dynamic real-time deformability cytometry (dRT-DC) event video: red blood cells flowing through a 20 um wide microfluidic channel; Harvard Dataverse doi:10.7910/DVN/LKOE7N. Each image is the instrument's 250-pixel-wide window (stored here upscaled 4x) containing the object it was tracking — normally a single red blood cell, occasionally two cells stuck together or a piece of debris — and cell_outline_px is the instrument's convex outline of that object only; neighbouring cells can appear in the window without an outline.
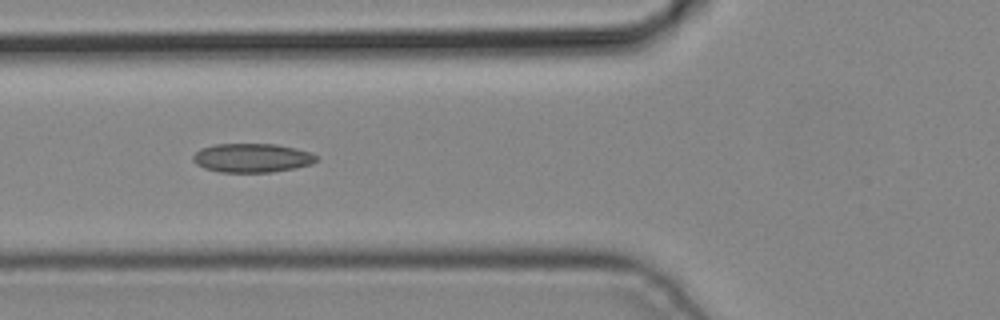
{"species": "common noctule bat (a hibernating species)", "species_latin": "Nyctalus noctula", "temperature_condition": "cold", "stored_images_in_passage": 5, "camera_frame_rate_fps": 3000, "um_per_image_px": 0.085, "animal": {"sex": "male", "body_mass_g": 19.2, "forearm_length_mm": 51.8}, "frame": {"image": 1, "passage_image": 5, "time_ms": 1.333, "image_size_px": [1000, 320], "cell_outline_px": [[320, 156], [312, 164], [296, 168], [272, 172], [220, 172], [204, 168], [196, 164], [192, 160], [192, 156], [200, 148], [216, 144], [276, 144], [296, 148], [312, 152]], "centroid_in_image_um": [21.45, 13.42], "position_along_channel_um": 104.4, "area_um2": 21.04}}